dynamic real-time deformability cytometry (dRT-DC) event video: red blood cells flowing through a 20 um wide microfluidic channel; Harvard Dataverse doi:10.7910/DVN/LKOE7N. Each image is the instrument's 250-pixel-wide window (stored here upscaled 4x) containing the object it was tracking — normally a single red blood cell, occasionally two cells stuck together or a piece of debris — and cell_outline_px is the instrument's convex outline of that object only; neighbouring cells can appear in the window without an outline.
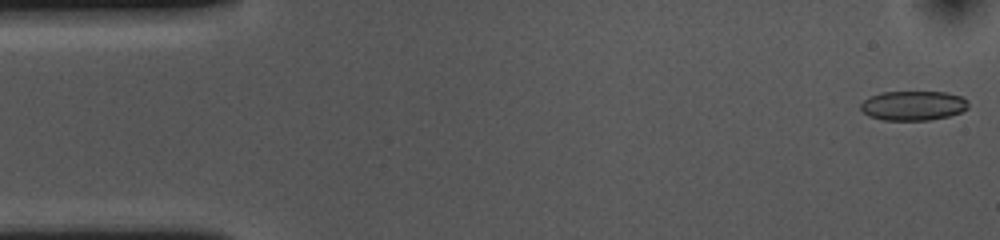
{"species": "common noctule bat (a hibernating species)", "species_latin": "Nyctalus noctula", "temperature_condition": "cold", "stored_images_in_passage": 53, "camera_frame_rate_fps": 3000, "um_per_image_px": 0.085, "animal": {"sex": "female", "body_mass_g": 10.0, "forearm_length_mm": 53.1}, "frame": {"image": 1, "passage_image": 1, "time_ms": 0.0, "image_size_px": [1000, 240], "cell_outline_px": [[968, 108], [960, 112], [948, 116], [928, 120], [884, 120], [868, 116], [860, 108], [860, 104], [864, 100], [872, 96], [884, 92], [944, 92], [960, 96], [968, 100]], "centroid_in_image_um": [77.62, 8.98], "position_along_channel_um": 7.4, "area_um2": 18.38}}
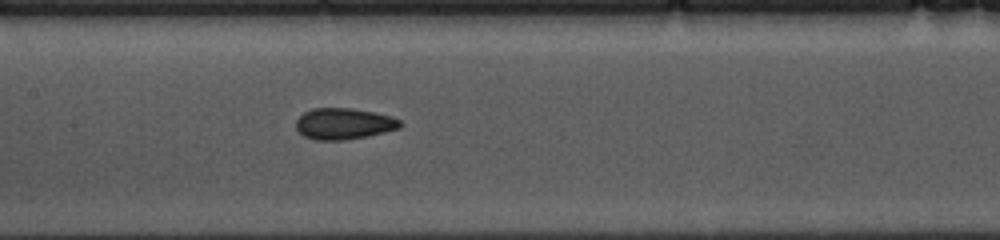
{"frame": {"image": 2, "passage_image": 24, "time_ms": 7.667, "image_size_px": [1000, 240], "cell_outline_px": [[404, 124], [400, 128], [368, 136], [344, 140], [316, 140], [304, 136], [296, 128], [296, 120], [304, 112], [312, 108], [352, 108], [392, 116], [400, 120]], "centroid_in_image_um": [29.24, 10.51], "position_along_channel_um": 178.2, "area_um2": 19.02}}
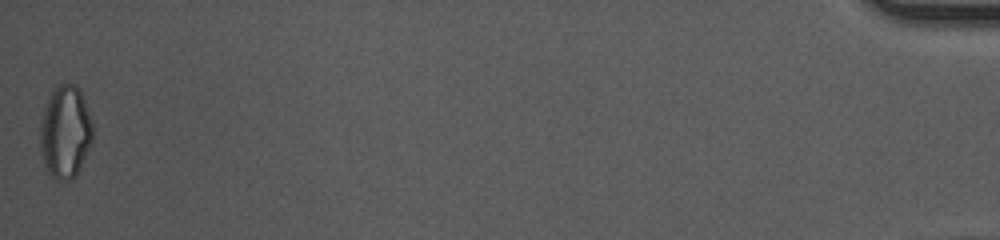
{"frame": {"image": 3, "passage_image": 53, "time_ms": 17.333, "image_size_px": [1000, 240], "cell_outline_px": [[92, 140], [76, 176], [72, 180], [56, 180], [48, 172], [44, 164], [40, 148], [40, 124], [44, 108], [52, 88], [56, 84], [76, 84], [80, 88], [92, 120]], "centroid_in_image_um": [5.54, 11.19], "position_along_channel_um": 429.7, "area_um2": 28.61}, "authors_computed_cell_mechanics": {"area_um2": 19.0162, "velocity_mm_per_s": 3.6706, "shape_relaxation_time_tau1_ms": null, "shape_relaxation_time_tau2_ms": 2.6419, "deformation_change_tau1": null, "deformation_change_tau2": 0.0975}}